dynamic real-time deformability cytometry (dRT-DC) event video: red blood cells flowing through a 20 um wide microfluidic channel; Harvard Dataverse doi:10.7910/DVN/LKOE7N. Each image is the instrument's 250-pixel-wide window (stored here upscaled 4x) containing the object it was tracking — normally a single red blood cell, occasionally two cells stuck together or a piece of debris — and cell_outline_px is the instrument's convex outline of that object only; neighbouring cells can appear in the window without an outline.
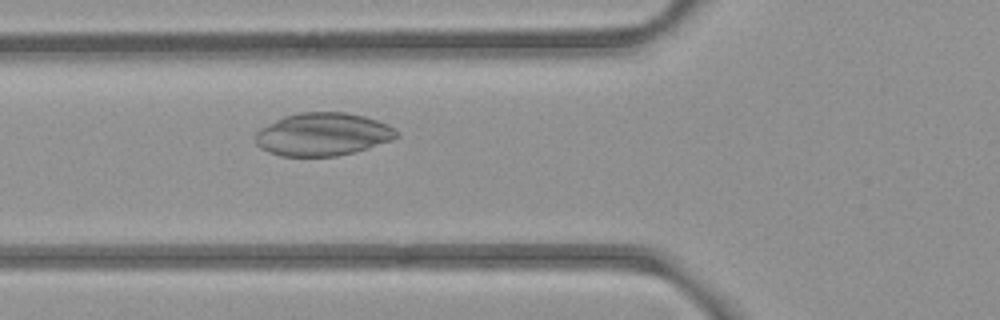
{"species": "common noctule bat (a hibernating species)", "species_latin": "Nyctalus noctula", "temperature_condition": "room temperature", "stored_images_in_passage": 6, "camera_frame_rate_fps": 3000, "um_per_image_px": 0.085, "animal": {"sex": "female", "body_mass_g": 21.9}, "frame": {"image": 1, "passage_image": 6, "time_ms": 6.333, "image_size_px": [1000, 320], "cell_outline_px": [[400, 136], [392, 140], [352, 152], [336, 156], [280, 156], [268, 152], [260, 148], [256, 144], [256, 132], [260, 128], [284, 116], [300, 112], [348, 112], [364, 116], [388, 124], [396, 128]], "centroid_in_image_um": [27.44, 11.41], "position_along_channel_um": 98.4, "area_um2": 35.32}}